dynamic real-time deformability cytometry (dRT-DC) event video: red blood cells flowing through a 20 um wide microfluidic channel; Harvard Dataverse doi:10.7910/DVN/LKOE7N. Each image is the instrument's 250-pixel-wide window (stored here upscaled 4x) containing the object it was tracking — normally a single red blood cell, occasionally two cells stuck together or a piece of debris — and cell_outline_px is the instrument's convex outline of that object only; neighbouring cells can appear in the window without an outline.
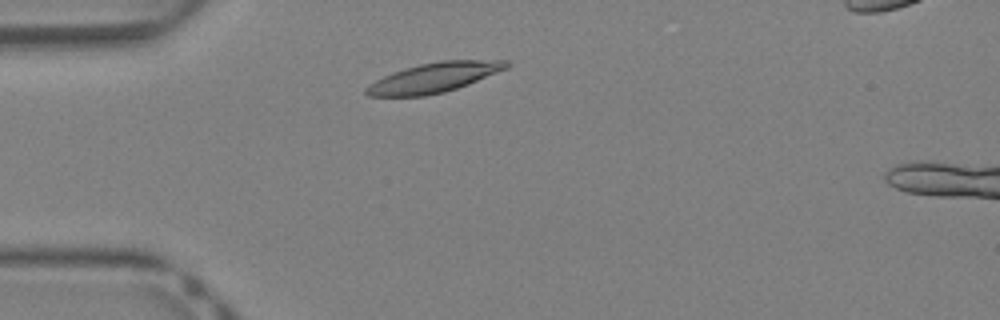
{"species": "Egyptian fruit bat (a non-hibernating species)", "species_latin": "Rousettus aegyptiacus", "temperature_condition": "warm", "stored_images_in_passage": 32, "camera_frame_rate_fps": 3000, "um_per_image_px": 0.085, "animal": {"sex": "female"}, "frame": {"image": 1, "passage_image": 1, "time_ms": 0.0, "image_size_px": [1000, 320], "cell_outline_px": [[512, 64], [508, 68], [468, 84], [444, 92], [424, 96], [368, 96], [364, 92], [364, 88], [368, 84], [392, 72], [404, 68], [420, 64], [440, 60], [508, 60]], "centroid_in_image_um": [36.89, 6.59], "position_along_channel_um": 48.1, "area_um2": 24.33}}
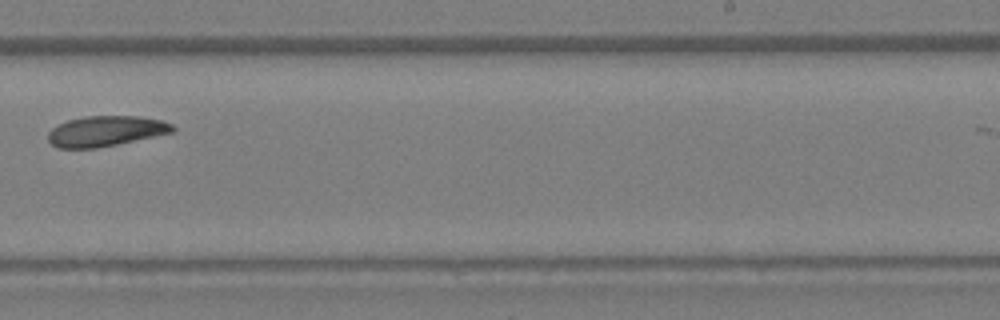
{"frame": {"image": 2, "passage_image": 16, "time_ms": 5.0, "image_size_px": [1000, 320], "cell_outline_px": [[176, 128], [172, 132], [116, 144], [96, 148], [56, 148], [48, 140], [48, 132], [52, 128], [68, 120], [84, 116], [140, 116], [164, 120], [172, 124]], "centroid_in_image_um": [8.98, 11.13], "position_along_channel_um": 280.0, "area_um2": 21.96}}
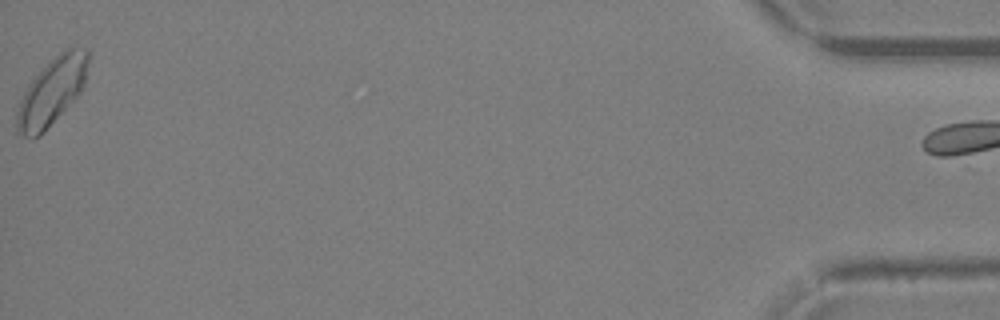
{"frame": {"image": 3, "passage_image": 31, "time_ms": 10.0, "image_size_px": [1000, 320], "cell_outline_px": [[88, 64], [84, 88], [44, 132], [40, 136], [32, 140], [16, 132], [16, 112], [20, 100], [28, 84], [60, 52], [68, 48], [88, 48]], "centroid_in_image_um": [4.4, 7.83], "position_along_channel_um": 430.8, "area_um2": 27.63}}